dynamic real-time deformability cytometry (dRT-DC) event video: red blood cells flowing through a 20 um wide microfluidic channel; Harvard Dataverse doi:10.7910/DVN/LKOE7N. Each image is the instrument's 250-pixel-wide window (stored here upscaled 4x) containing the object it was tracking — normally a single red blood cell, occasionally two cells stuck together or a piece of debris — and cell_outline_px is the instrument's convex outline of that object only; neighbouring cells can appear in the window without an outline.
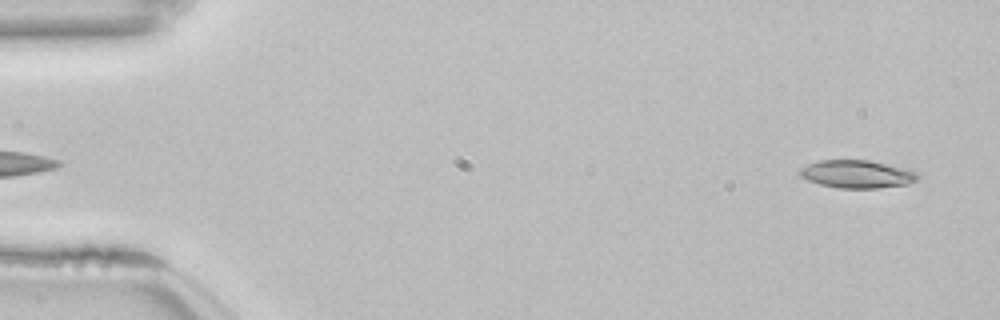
{"species": "common noctule bat (a hibernating species)", "species_latin": "Nyctalus noctula", "temperature_condition": "room temperature", "stored_images_in_passage": 52, "camera_frame_rate_fps": 3000, "um_per_image_px": 0.085, "animal": {"sex": "female", "body_mass_g": 22.7, "forearm_length_mm": 54.2}, "frame": {"image": 1, "passage_image": 2, "time_ms": 0.333, "image_size_px": [1000, 320], "cell_outline_px": [[920, 180], [908, 184], [876, 188], [840, 188], [820, 184], [808, 180], [800, 176], [800, 168], [808, 164], [820, 160], [868, 160], [908, 168], [920, 172]], "centroid_in_image_um": [72.93, 14.79], "position_along_channel_um": 12.1, "area_um2": 19.36}}
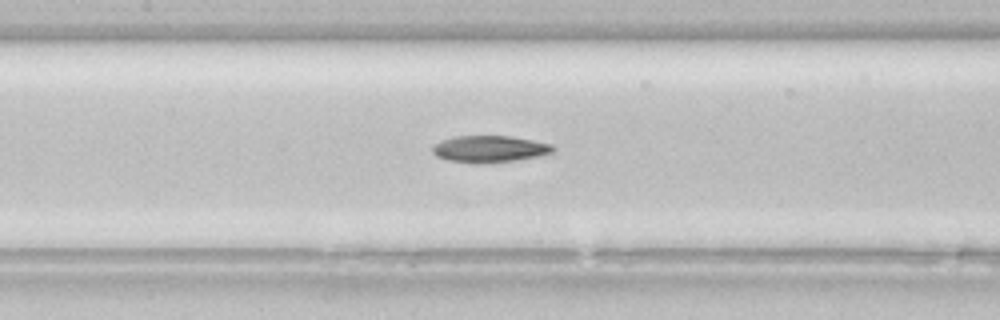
{"frame": {"image": 2, "passage_image": 24, "time_ms": 7.667, "image_size_px": [1000, 320], "cell_outline_px": [[556, 148], [552, 152], [536, 156], [516, 160], [484, 164], [480, 164], [448, 160], [436, 156], [432, 152], [432, 148], [440, 140], [452, 136], [512, 136], [552, 144]], "centroid_in_image_um": [41.59, 12.66], "position_along_channel_um": 165.8, "area_um2": 18.84}}
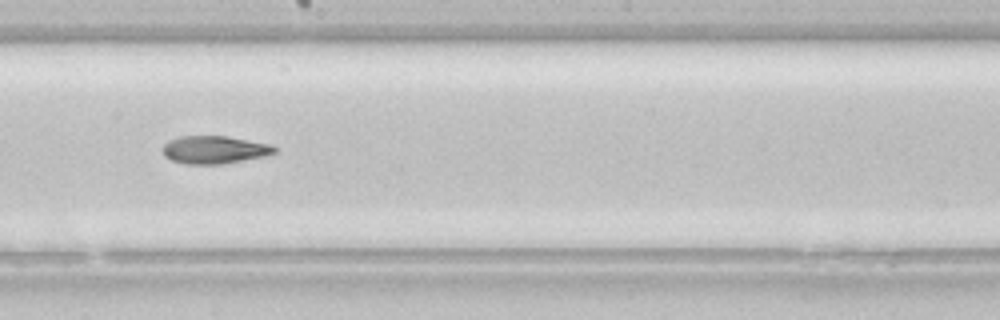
{"frame": {"image": 3, "passage_image": 29, "time_ms": 9.333, "image_size_px": [1000, 320], "cell_outline_px": [[276, 152], [264, 156], [224, 164], [184, 164], [172, 160], [164, 156], [164, 144], [168, 140], [180, 136], [224, 136], [272, 144], [276, 148]], "centroid_in_image_um": [18.22, 12.73], "position_along_channel_um": 230.0, "area_um2": 18.09}, "authors_computed_cell_mechanics": {"area_um2": 18.9873, "velocity_mm_per_s": 3.8561, "shape_relaxation_time_tau1_ms": null, "shape_relaxation_time_tau2_ms": 7.7966, "deformation_change_tau1": null, "deformation_change_tau2": 0.1907}}